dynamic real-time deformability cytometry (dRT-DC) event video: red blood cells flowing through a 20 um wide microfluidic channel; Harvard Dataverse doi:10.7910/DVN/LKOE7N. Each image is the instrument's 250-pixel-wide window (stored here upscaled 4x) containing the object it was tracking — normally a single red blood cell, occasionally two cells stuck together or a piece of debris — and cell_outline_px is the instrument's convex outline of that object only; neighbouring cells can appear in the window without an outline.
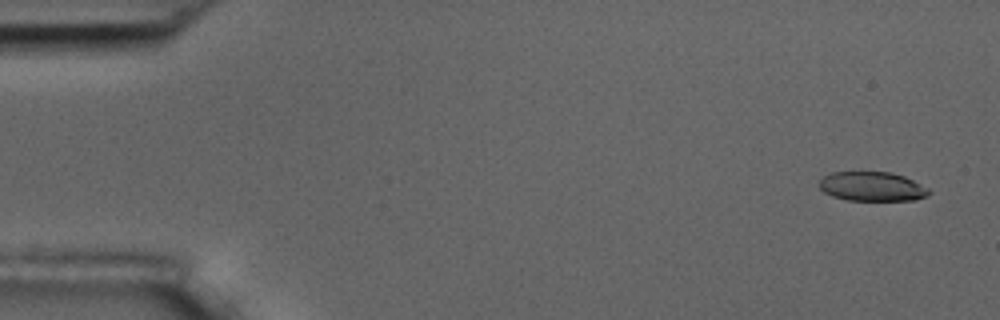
{"species": "common noctule bat (a hibernating species)", "species_latin": "Nyctalus noctula", "temperature_condition": "room temperature", "stored_images_in_passage": 5, "camera_frame_rate_fps": 3000, "um_per_image_px": 0.085, "animal": {"sex": "male", "body_mass_g": 17.5, "forearm_length_mm": 52.3}, "frame": {"image": 1, "passage_image": 1, "time_ms": 0.0, "image_size_px": [1000, 320], "cell_outline_px": [[932, 192], [928, 196], [916, 200], [848, 200], [832, 196], [824, 192], [820, 188], [820, 180], [824, 176], [832, 172], [892, 172], [904, 176], [928, 188]], "centroid_in_image_um": [74.16, 15.85], "position_along_channel_um": 10.8, "area_um2": 18.73}}
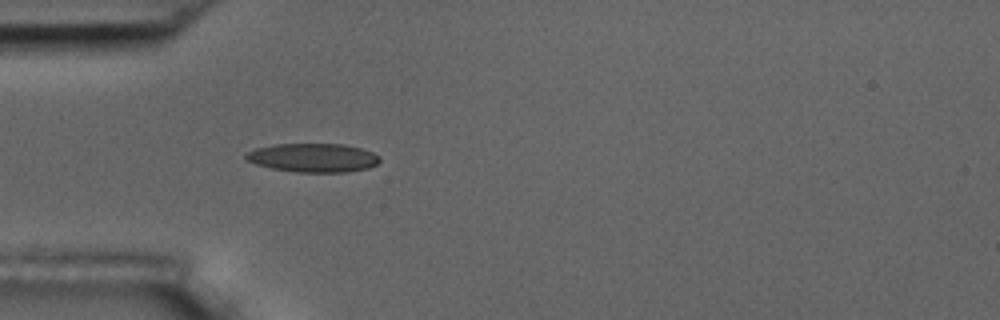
{"frame": {"image": 2, "passage_image": 5, "time_ms": 4.667, "image_size_px": [1000, 320], "cell_outline_px": [[380, 160], [376, 164], [368, 168], [348, 172], [296, 172], [272, 168], [256, 164], [248, 160], [244, 156], [248, 152], [256, 148], [276, 144], [344, 144], [360, 148], [372, 152], [380, 156]], "centroid_in_image_um": [26.64, 13.41], "position_along_channel_um": 58.4, "area_um2": 22.31}}